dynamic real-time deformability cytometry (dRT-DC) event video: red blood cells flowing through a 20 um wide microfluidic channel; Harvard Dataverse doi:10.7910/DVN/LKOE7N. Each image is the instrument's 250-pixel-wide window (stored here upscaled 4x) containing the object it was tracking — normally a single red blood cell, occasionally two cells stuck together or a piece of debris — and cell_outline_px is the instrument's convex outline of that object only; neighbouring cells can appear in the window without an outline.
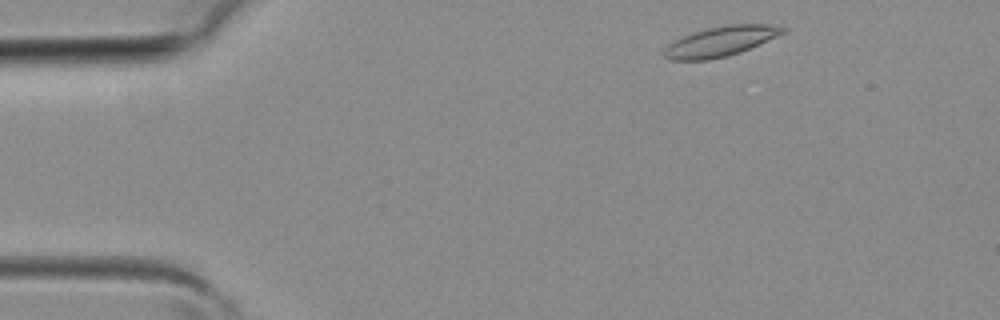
{"species": "common noctule bat (a hibernating species)", "species_latin": "Nyctalus noctula", "temperature_condition": "room temperature", "stored_images_in_passage": 3, "camera_frame_rate_fps": 3000, "um_per_image_px": 0.085, "animal": {"sex": "female", "body_mass_g": 19.3, "forearm_length_mm": 54.1}, "frame": {"image": 1, "passage_image": 3, "time_ms": 0.667, "image_size_px": [1000, 320], "cell_outline_px": [[788, 28], [784, 32], [776, 36], [740, 52], [708, 60], [668, 60], [664, 56], [664, 48], [668, 44], [692, 32], [708, 28], [728, 24], [768, 24]], "centroid_in_image_um": [61.22, 3.51], "position_along_channel_um": 23.8, "area_um2": 20.4}}